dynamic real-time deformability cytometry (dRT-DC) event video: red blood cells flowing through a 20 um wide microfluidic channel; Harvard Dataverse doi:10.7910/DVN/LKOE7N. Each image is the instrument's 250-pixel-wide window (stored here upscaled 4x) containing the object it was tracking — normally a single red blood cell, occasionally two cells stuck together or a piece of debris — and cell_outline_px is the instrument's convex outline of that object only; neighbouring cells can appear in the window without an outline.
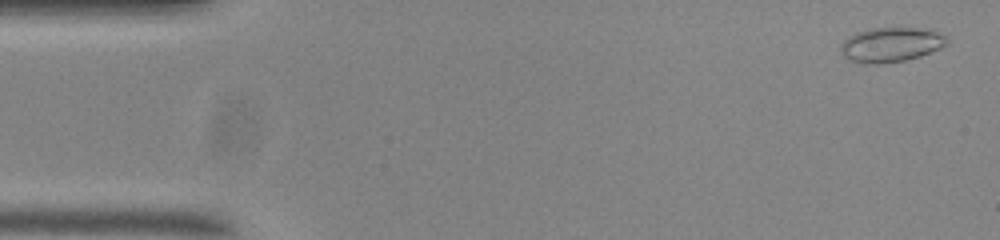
{"species": "common noctule bat (a hibernating species)", "species_latin": "Nyctalus noctula", "temperature_condition": "room temperature", "stored_images_in_passage": 8, "camera_frame_rate_fps": 3000, "um_per_image_px": 0.085, "animal": {"sex": "male", "body_mass_g": 20.0, "forearm_length_mm": 53.3}, "frame": {"image": 1, "passage_image": 2, "time_ms": 0.333, "image_size_px": [1000, 240], "cell_outline_px": [[948, 44], [940, 48], [920, 56], [904, 60], [880, 64], [868, 64], [848, 60], [840, 52], [840, 44], [848, 36], [856, 32], [868, 28], [904, 24], [936, 28], [948, 36]], "centroid_in_image_um": [75.81, 3.71], "position_along_channel_um": 9.2, "area_um2": 22.95}}